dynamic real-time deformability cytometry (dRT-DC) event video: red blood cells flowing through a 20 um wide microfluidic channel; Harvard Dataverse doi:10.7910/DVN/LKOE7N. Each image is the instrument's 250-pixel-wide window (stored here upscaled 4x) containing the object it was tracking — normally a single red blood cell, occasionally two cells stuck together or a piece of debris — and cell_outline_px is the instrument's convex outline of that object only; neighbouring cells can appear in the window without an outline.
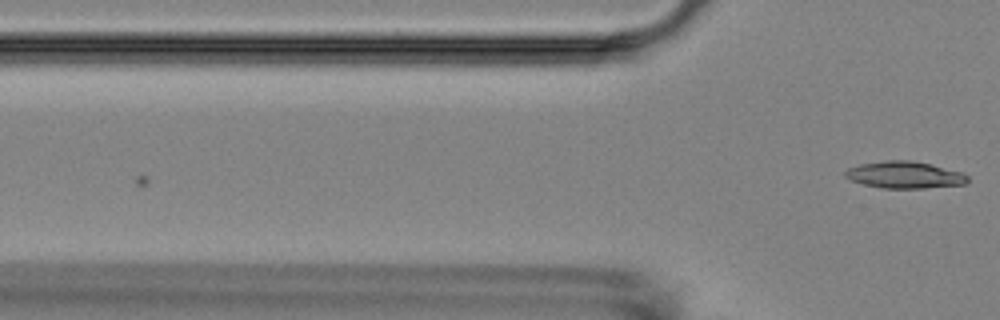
{"species": "Egyptian fruit bat (a non-hibernating species)", "species_latin": "Rousettus aegyptiacus", "temperature_condition": "room temperature", "stored_images_in_passage": 5, "camera_frame_rate_fps": 3000, "um_per_image_px": 0.085, "animal": {"sex": "female"}, "frame": {"image": 1, "passage_image": 5, "time_ms": 5.333, "image_size_px": [1000, 320], "cell_outline_px": [[968, 180], [964, 184], [924, 188], [880, 188], [864, 184], [852, 180], [844, 176], [844, 172], [848, 168], [860, 164], [888, 160], [912, 160], [932, 164], [960, 172], [968, 176]], "centroid_in_image_um": [76.87, 14.86], "position_along_channel_um": 48.9, "area_um2": 19.07}}